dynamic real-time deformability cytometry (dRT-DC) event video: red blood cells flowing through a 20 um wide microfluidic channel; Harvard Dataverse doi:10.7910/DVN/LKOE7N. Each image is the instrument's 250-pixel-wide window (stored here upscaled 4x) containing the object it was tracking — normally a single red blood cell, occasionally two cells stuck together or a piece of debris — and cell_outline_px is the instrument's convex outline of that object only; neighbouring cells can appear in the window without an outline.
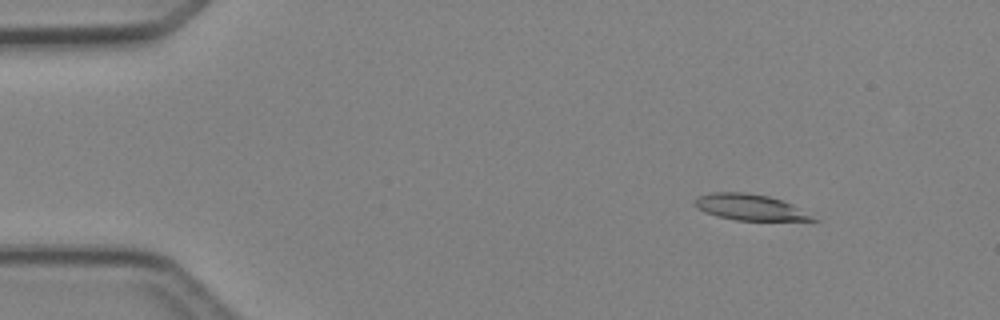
{"species": "Egyptian fruit bat (a non-hibernating species)", "species_latin": "Rousettus aegyptiacus", "temperature_condition": "cold", "stored_images_in_passage": 4, "camera_frame_rate_fps": 3000, "um_per_image_px": 0.085, "animal": {"sex": "female"}, "frame": {"image": 1, "passage_image": 2, "time_ms": 1.333, "image_size_px": [1000, 320], "cell_outline_px": [[820, 220], [736, 220], [716, 216], [704, 212], [692, 204], [692, 200], [700, 196], [712, 192], [744, 192], [768, 196], [792, 204]], "centroid_in_image_um": [63.67, 17.61], "position_along_channel_um": 21.3, "area_um2": 17.74}}